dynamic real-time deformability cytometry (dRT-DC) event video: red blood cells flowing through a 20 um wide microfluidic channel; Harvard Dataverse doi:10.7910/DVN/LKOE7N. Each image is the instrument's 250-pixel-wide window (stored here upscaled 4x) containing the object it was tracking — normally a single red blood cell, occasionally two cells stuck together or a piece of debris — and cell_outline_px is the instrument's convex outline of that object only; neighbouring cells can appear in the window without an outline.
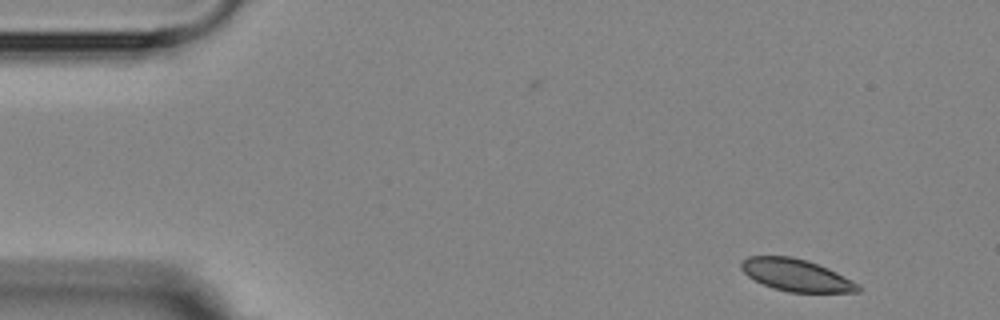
{"species": "Egyptian fruit bat (a non-hibernating species)", "species_latin": "Rousettus aegyptiacus", "temperature_condition": "room temperature", "stored_images_in_passage": 5, "camera_frame_rate_fps": 3000, "um_per_image_px": 0.085, "animal": {"sex": "female"}, "frame": {"image": 1, "passage_image": 1, "time_ms": 0.0, "image_size_px": [1000, 320], "cell_outline_px": [[860, 292], [788, 292], [772, 288], [748, 276], [740, 268], [740, 264], [748, 256], [792, 256], [808, 260], [828, 268], [860, 284]], "centroid_in_image_um": [67.69, 23.38], "position_along_channel_um": 17.3, "area_um2": 21.85}}
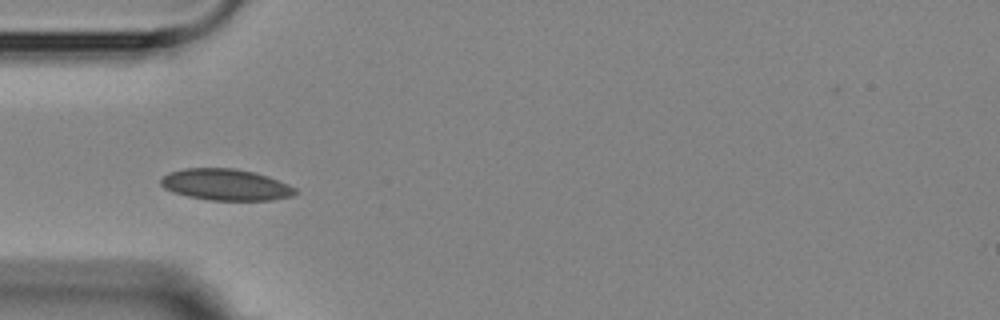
{"frame": {"image": 2, "passage_image": 4, "time_ms": 4.0, "image_size_px": [1000, 320], "cell_outline_px": [[300, 192], [292, 196], [272, 200], [208, 200], [188, 196], [172, 192], [164, 188], [160, 184], [160, 180], [168, 172], [184, 168], [236, 168], [268, 176], [288, 184], [296, 188]], "centroid_in_image_um": [19.19, 15.7], "position_along_channel_um": 65.8, "area_um2": 24.74}}
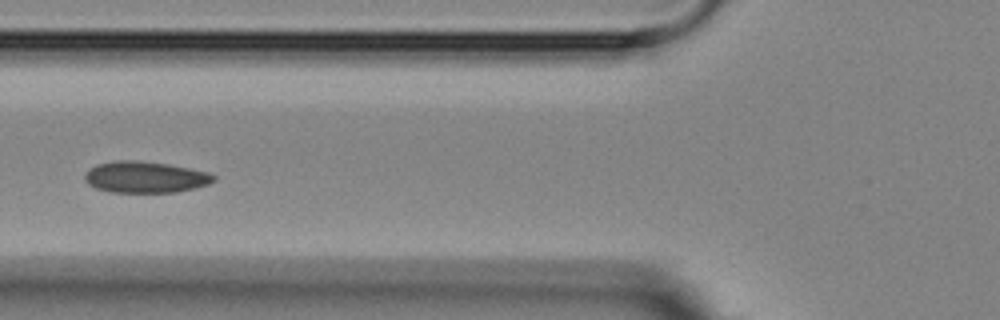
{"frame": {"image": 3, "passage_image": 5, "time_ms": 5.333, "image_size_px": [1000, 320], "cell_outline_px": [[216, 180], [208, 184], [176, 192], [112, 192], [96, 188], [88, 184], [84, 180], [84, 176], [88, 168], [96, 164], [116, 160], [136, 160], [168, 164], [208, 172], [216, 176]], "centroid_in_image_um": [12.31, 15.04], "position_along_channel_um": 113.5, "area_um2": 23.58}}